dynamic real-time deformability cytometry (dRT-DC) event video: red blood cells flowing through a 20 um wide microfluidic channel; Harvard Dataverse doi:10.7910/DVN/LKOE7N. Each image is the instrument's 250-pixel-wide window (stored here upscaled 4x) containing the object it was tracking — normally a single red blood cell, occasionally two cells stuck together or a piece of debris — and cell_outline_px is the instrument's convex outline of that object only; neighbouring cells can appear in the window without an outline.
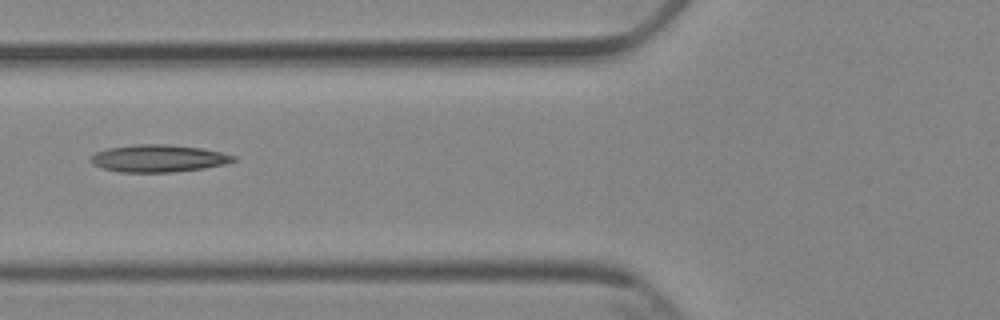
{"species": "Egyptian fruit bat (a non-hibernating species)", "species_latin": "Rousettus aegyptiacus", "temperature_condition": "cold", "stored_images_in_passage": 6, "camera_frame_rate_fps": 3000, "um_per_image_px": 0.085, "animal": {"sex": "female"}, "frame": {"image": 1, "passage_image": 5, "time_ms": 5.0, "image_size_px": [1000, 320], "cell_outline_px": [[236, 160], [224, 164], [204, 168], [172, 172], [120, 172], [104, 168], [92, 164], [88, 160], [96, 152], [108, 148], [136, 144], [168, 144], [200, 148], [220, 152], [236, 156]], "centroid_in_image_um": [13.44, 13.46], "position_along_channel_um": 112.4, "area_um2": 22.6}}
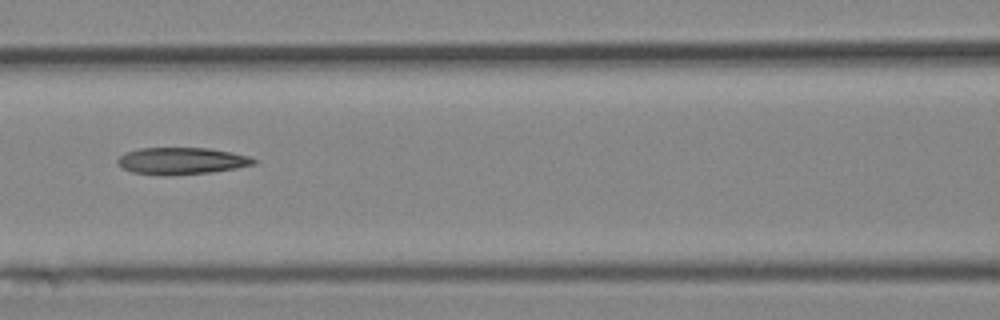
{"frame": {"image": 2, "passage_image": 6, "time_ms": 6.0, "image_size_px": [1000, 320], "cell_outline_px": [[256, 164], [236, 168], [208, 172], [132, 172], [124, 168], [116, 160], [120, 156], [128, 152], [140, 148], [208, 148], [232, 152], [248, 156], [256, 160]], "centroid_in_image_um": [15.51, 13.62], "position_along_channel_um": 151.1, "area_um2": 20.0}}